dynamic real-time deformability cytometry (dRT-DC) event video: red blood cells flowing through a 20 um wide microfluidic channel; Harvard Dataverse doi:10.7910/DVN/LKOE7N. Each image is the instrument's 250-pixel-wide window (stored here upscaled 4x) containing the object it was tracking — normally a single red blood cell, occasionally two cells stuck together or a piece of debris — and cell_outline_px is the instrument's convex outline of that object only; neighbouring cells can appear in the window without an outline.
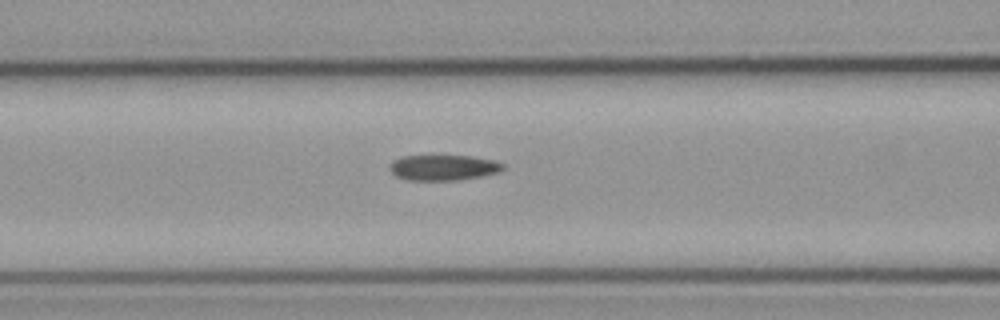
{"species": "common noctule bat (a hibernating species)", "species_latin": "Nyctalus noctula", "temperature_condition": "cold", "stored_images_in_passage": 18, "camera_frame_rate_fps": 3000, "um_per_image_px": 0.085, "animal": {"sex": "male", "body_mass_g": 23.1, "forearm_length_mm": 52.7}, "frame": {"image": 1, "passage_image": 13, "time_ms": 4.0, "image_size_px": [1000, 320], "cell_outline_px": [[504, 168], [500, 172], [460, 180], [408, 180], [396, 176], [388, 168], [388, 164], [392, 160], [404, 156], [472, 156], [492, 160], [504, 164]], "centroid_in_image_um": [37.66, 14.24], "position_along_channel_um": 128.9, "area_um2": 16.88}}
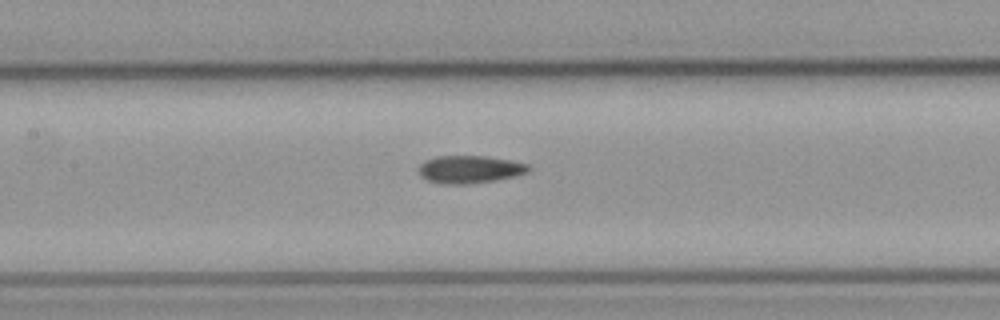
{"frame": {"image": 2, "passage_image": 16, "time_ms": 5.0, "image_size_px": [1000, 320], "cell_outline_px": [[532, 168], [528, 172], [516, 176], [496, 180], [468, 184], [440, 184], [428, 180], [420, 176], [420, 164], [424, 160], [436, 156], [484, 156], [508, 160], [528, 164]], "centroid_in_image_um": [39.93, 14.4], "position_along_channel_um": 167.5, "area_um2": 17.74}}